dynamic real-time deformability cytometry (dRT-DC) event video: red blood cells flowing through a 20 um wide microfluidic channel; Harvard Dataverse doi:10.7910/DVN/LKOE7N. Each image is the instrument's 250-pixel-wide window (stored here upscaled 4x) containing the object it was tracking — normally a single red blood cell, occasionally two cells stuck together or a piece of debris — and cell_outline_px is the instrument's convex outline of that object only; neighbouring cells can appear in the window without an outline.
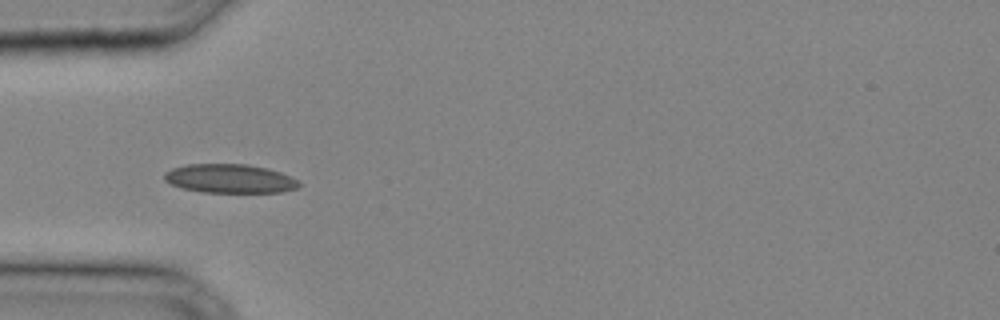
{"species": "common noctule bat (a hibernating species)", "species_latin": "Nyctalus noctula", "temperature_condition": "cold", "stored_images_in_passage": 27, "camera_frame_rate_fps": 3000, "um_per_image_px": 0.085, "animal": {"sex": "male", "body_mass_g": 20.4}, "frame": {"image": 1, "passage_image": 5, "time_ms": 1.333, "image_size_px": [1000, 320], "cell_outline_px": [[300, 184], [296, 188], [280, 192], [200, 192], [184, 188], [172, 184], [164, 180], [164, 172], [172, 168], [188, 164], [248, 164], [268, 168], [280, 172], [300, 180]], "centroid_in_image_um": [19.54, 15.17], "position_along_channel_um": 65.5, "area_um2": 22.66}}
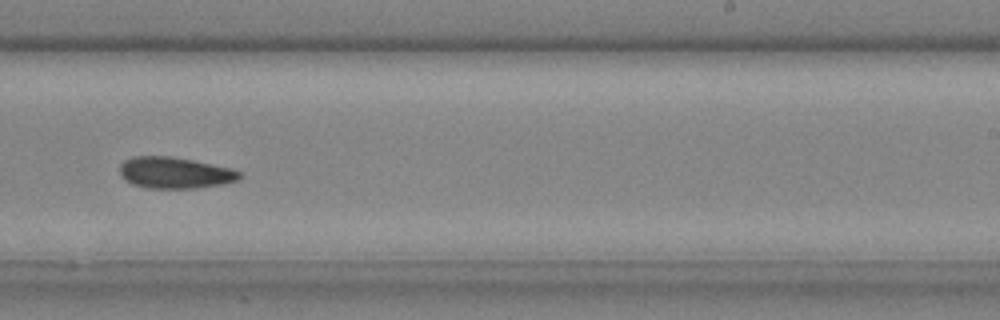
{"frame": {"image": 2, "passage_image": 16, "time_ms": 5.0, "image_size_px": [1000, 320], "cell_outline_px": [[240, 176], [236, 180], [220, 184], [192, 188], [148, 188], [132, 184], [124, 180], [120, 176], [120, 164], [124, 160], [132, 156], [172, 156], [232, 168], [240, 172]], "centroid_in_image_um": [14.79, 14.67], "position_along_channel_um": 274.2, "area_um2": 21.79}}